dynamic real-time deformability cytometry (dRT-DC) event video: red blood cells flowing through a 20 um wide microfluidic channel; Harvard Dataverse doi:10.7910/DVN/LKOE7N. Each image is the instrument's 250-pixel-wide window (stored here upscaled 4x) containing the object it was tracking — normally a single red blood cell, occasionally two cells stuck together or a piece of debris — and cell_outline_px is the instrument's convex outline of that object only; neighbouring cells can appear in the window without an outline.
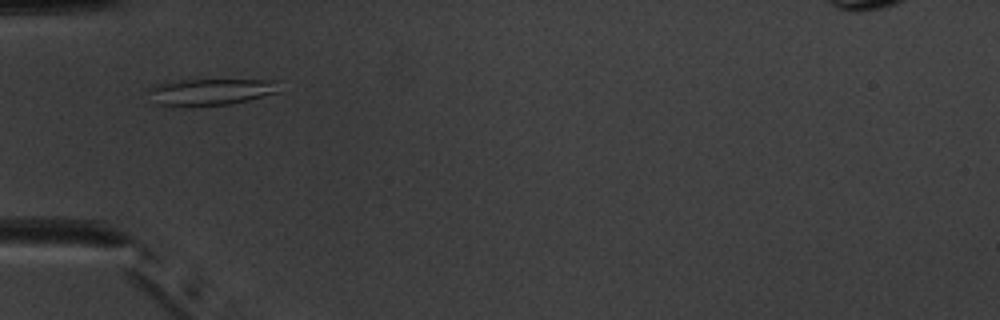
{"species": "common noctule bat (a hibernating species)", "species_latin": "Nyctalus noctula", "temperature_condition": "warm", "stored_images_in_passage": 34, "camera_frame_rate_fps": 3000, "um_per_image_px": 0.085, "animal": {"sex": "male", "body_mass_g": 20.1, "forearm_length_mm": 53.5}, "frame": {"image": 1, "passage_image": 4, "time_ms": 1.0, "image_size_px": [1000, 320], "cell_outline_px": [[280, 92], [248, 100], [228, 104], [192, 108], [156, 104], [148, 88], [160, 84], [180, 80], [280, 80]], "centroid_in_image_um": [17.97, 7.83], "position_along_channel_um": 67.0, "area_um2": 20.52}}
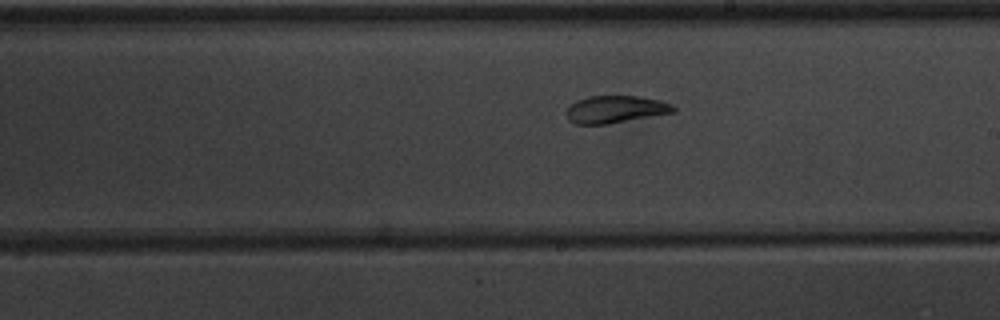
{"frame": {"image": 2, "passage_image": 17, "time_ms": 5.333, "image_size_px": [1000, 320], "cell_outline_px": [[676, 112], [608, 124], [576, 124], [568, 120], [568, 108], [576, 100], [588, 96], [636, 96], [660, 100], [672, 104], [676, 108]], "centroid_in_image_um": [52.35, 9.29], "position_along_channel_um": 236.7, "area_um2": 16.99}}
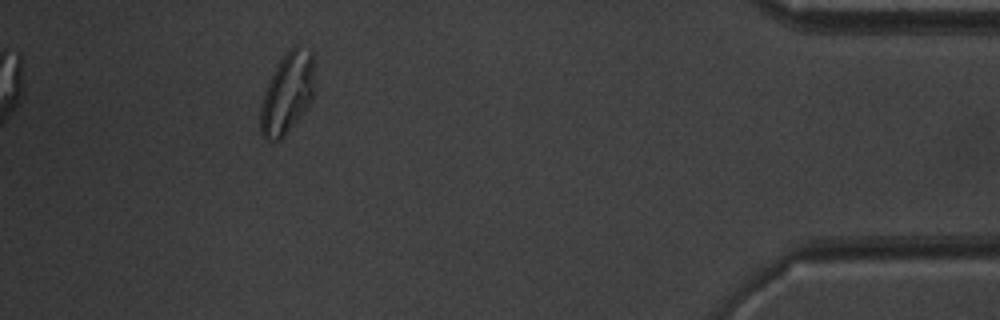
{"frame": {"image": 3, "passage_image": 34, "time_ms": 11.0, "image_size_px": [1000, 320], "cell_outline_px": [[316, 92], [312, 100], [304, 112], [284, 136], [280, 140], [272, 140], [264, 136], [260, 132], [260, 104], [264, 92], [272, 72], [280, 60], [296, 44], [312, 48], [316, 60]], "centroid_in_image_um": [24.5, 7.84], "position_along_channel_um": 410.7, "area_um2": 26.47}, "authors_computed_cell_mechanics": {"area_um2": 18.2937, "velocity_mm_per_s": 3.9514, "shape_relaxation_time_tau1_ms": null, "shape_relaxation_time_tau2_ms": 1.5599, "deformation_change_tau1": null, "deformation_change_tau2": 0.0521}}